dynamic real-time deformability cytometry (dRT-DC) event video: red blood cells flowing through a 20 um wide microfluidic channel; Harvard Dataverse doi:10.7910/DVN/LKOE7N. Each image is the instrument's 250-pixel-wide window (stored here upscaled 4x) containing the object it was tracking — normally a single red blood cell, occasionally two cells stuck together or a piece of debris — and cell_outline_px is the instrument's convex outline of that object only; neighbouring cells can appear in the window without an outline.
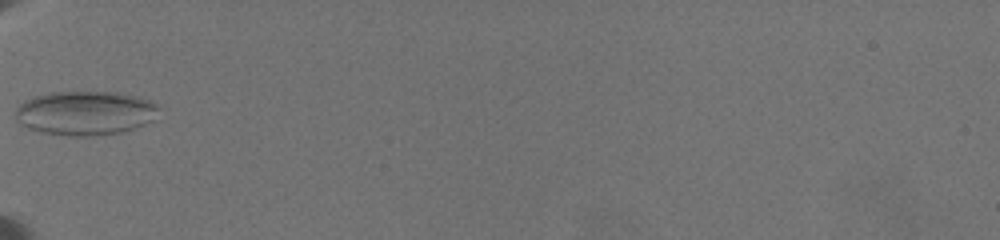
{"species": "common noctule bat (a hibernating species)", "species_latin": "Nyctalus noctula", "temperature_condition": "warm", "stored_images_in_passage": 30, "camera_frame_rate_fps": 3000, "um_per_image_px": 0.085, "animal": {"sex": "female", "body_mass_g": 19.5, "forearm_length_mm": 54.1}, "frame": {"image": 1, "passage_image": 1, "time_ms": 0.0, "image_size_px": [1000, 240], "cell_outline_px": [[160, 108], [152, 120], [136, 128], [124, 132], [92, 136], [68, 136], [44, 132], [28, 128], [20, 124], [12, 116], [16, 108], [24, 100], [36, 96], [52, 92], [120, 92], [136, 96], [148, 100], [156, 104]], "centroid_in_image_um": [7.22, 9.61], "position_along_channel_um": 77.8, "area_um2": 37.11}}
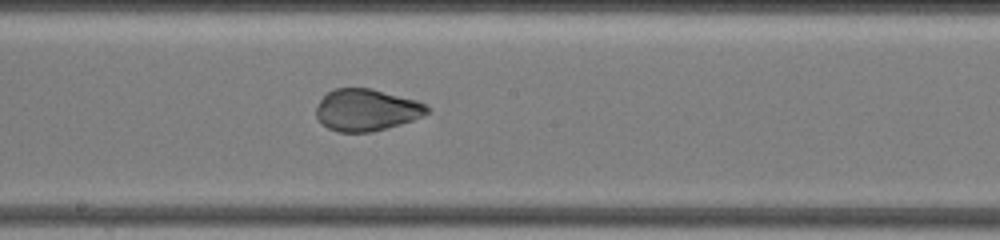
{"frame": {"image": 2, "passage_image": 11, "time_ms": 4.0, "image_size_px": [1000, 240], "cell_outline_px": [[432, 108], [428, 112], [412, 120], [388, 128], [372, 132], [336, 132], [328, 128], [316, 116], [316, 108], [320, 100], [328, 92], [336, 88], [372, 88], [416, 100]], "centroid_in_image_um": [31.15, 9.35], "position_along_channel_um": 217.0, "area_um2": 26.99}}
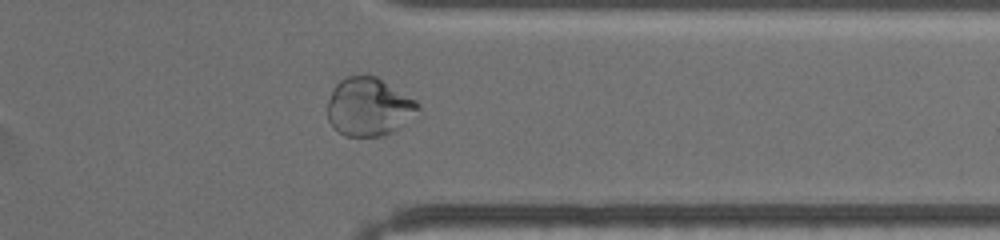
{"frame": {"image": 3, "passage_image": 23, "time_ms": 8.667, "image_size_px": [1000, 240], "cell_outline_px": [[420, 108], [400, 128], [384, 136], [344, 136], [328, 120], [328, 100], [332, 88], [344, 76], [376, 76], [416, 100], [420, 104]], "centroid_in_image_um": [31.35, 9.08], "position_along_channel_um": 380.1, "area_um2": 30.63}}